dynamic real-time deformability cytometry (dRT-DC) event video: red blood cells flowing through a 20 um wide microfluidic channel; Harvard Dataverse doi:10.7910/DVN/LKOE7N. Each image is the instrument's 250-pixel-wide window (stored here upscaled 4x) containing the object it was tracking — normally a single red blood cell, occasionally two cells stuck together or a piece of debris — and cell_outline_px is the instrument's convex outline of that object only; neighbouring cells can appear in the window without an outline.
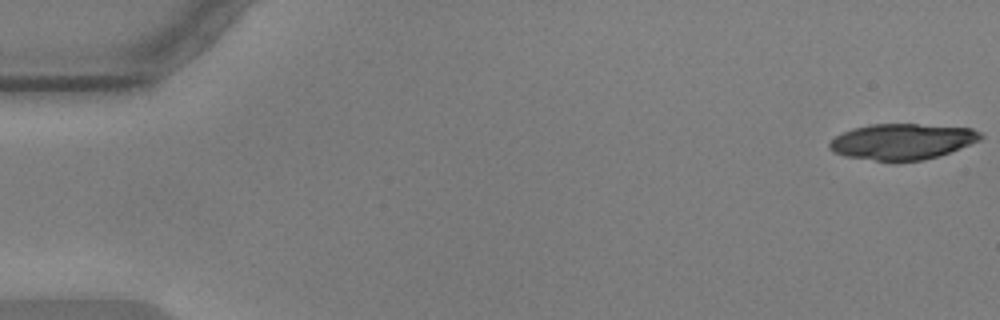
{"species": "common noctule bat (a hibernating species)", "species_latin": "Nyctalus noctula", "temperature_condition": "warm", "stored_images_in_passage": 19, "camera_frame_rate_fps": 3000, "um_per_image_px": 0.085, "animal": {"sex": "male", "body_mass_g": 17.9, "forearm_length_mm": 54.2}, "frame": {"image": 1, "passage_image": 1, "time_ms": 0.0, "image_size_px": [1000, 320], "cell_outline_px": [[984, 136], [980, 140], [940, 156], [924, 160], [876, 160], [844, 156], [832, 152], [828, 148], [828, 144], [836, 136], [852, 128], [872, 124], [916, 124], [972, 128], [980, 132]], "centroid_in_image_um": [76.69, 12.02], "position_along_channel_um": 8.3, "area_um2": 31.39}}